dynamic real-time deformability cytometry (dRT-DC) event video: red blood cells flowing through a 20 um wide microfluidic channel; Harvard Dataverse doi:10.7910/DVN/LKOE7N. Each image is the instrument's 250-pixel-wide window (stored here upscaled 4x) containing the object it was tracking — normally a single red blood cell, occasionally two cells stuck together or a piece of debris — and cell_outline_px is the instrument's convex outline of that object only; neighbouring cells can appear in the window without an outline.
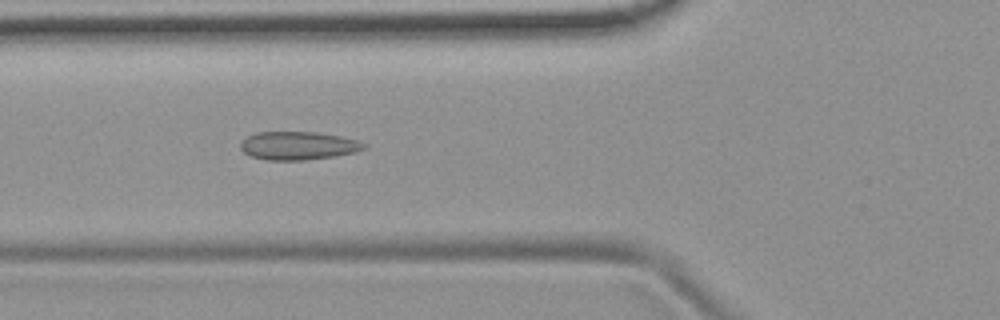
{"species": "common noctule bat (a hibernating species)", "species_latin": "Nyctalus noctula", "temperature_condition": "room temperature", "stored_images_in_passage": 46, "camera_frame_rate_fps": 3000, "um_per_image_px": 0.085, "animal": {"sex": "female", "body_mass_g": 19.9}, "frame": {"image": 1, "passage_image": 12, "time_ms": 3.667, "image_size_px": [1000, 320], "cell_outline_px": [[368, 144], [364, 148], [356, 152], [336, 156], [308, 160], [268, 160], [252, 156], [244, 152], [240, 148], [240, 144], [248, 136], [256, 132], [316, 132], [340, 136], [356, 140]], "centroid_in_image_um": [25.37, 12.38], "position_along_channel_um": 100.4, "area_um2": 20.29}}
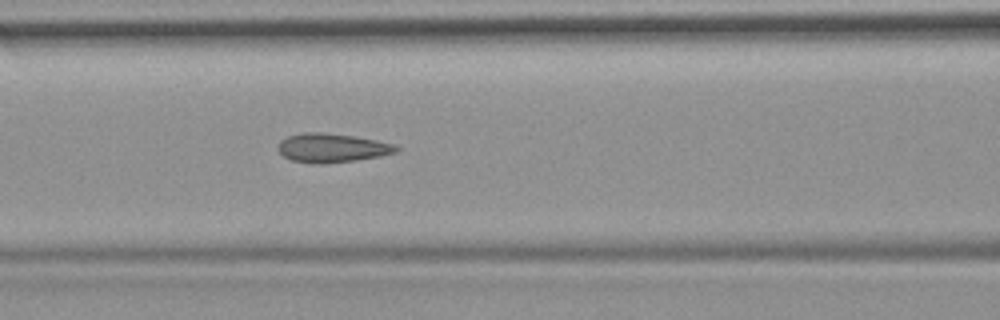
{"frame": {"image": 2, "passage_image": 15, "time_ms": 4.667, "image_size_px": [1000, 320], "cell_outline_px": [[400, 148], [396, 152], [380, 156], [356, 160], [324, 164], [312, 164], [292, 160], [284, 156], [276, 148], [280, 140], [288, 136], [304, 132], [320, 132], [352, 136], [376, 140], [396, 144]], "centroid_in_image_um": [28.2, 12.58], "position_along_channel_um": 138.4, "area_um2": 20.0}}
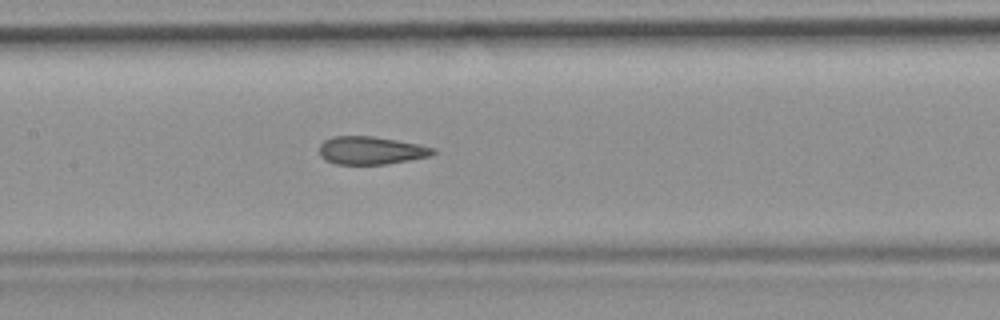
{"frame": {"image": 3, "passage_image": 18, "time_ms": 5.667, "image_size_px": [1000, 320], "cell_outline_px": [[436, 152], [432, 156], [388, 164], [336, 164], [324, 160], [320, 156], [320, 144], [324, 140], [332, 136], [372, 136], [420, 144], [436, 148]], "centroid_in_image_um": [31.56, 12.79], "position_along_channel_um": 175.8, "area_um2": 18.73}, "authors_computed_cell_mechanics": {"area_um2": 19.4786, "velocity_mm_per_s": 3.7598, "shape_relaxation_time_tau1_ms": null, "shape_relaxation_time_tau2_ms": 1.5439, "deformation_change_tau1": null, "deformation_change_tau2": 0.0888}}